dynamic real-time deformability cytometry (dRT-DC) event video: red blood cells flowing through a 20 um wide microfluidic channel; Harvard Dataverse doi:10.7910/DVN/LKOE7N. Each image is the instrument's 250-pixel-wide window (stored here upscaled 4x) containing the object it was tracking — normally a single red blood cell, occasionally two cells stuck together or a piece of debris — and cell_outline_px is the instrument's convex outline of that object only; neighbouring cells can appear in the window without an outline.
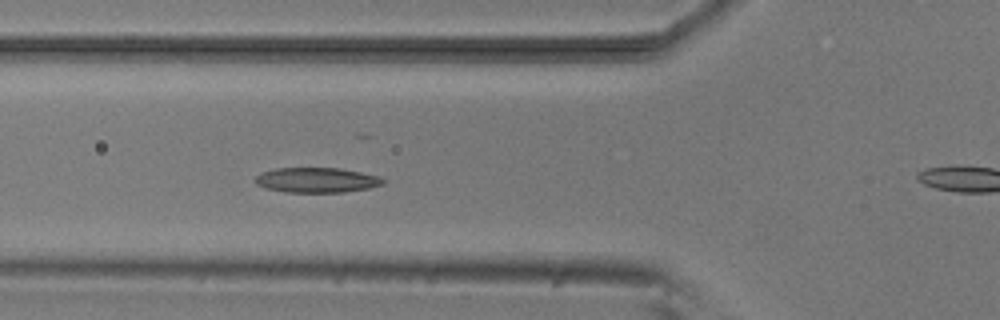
{"species": "common noctule bat (a hibernating species)", "species_latin": "Nyctalus noctula", "temperature_condition": "room temperature", "stored_images_in_passage": 5, "camera_frame_rate_fps": 3000, "um_per_image_px": 0.085, "animal": {"sex": "male", "body_mass_g": 20.5, "forearm_length_mm": 52.5}, "frame": {"image": 1, "passage_image": 3, "time_ms": 2.0, "image_size_px": [1000, 320], "cell_outline_px": [[384, 184], [368, 188], [344, 192], [288, 192], [264, 188], [256, 184], [252, 180], [260, 172], [276, 168], [340, 168], [380, 176], [384, 180]], "centroid_in_image_um": [26.87, 15.3], "position_along_channel_um": 98.9, "area_um2": 18.73}}